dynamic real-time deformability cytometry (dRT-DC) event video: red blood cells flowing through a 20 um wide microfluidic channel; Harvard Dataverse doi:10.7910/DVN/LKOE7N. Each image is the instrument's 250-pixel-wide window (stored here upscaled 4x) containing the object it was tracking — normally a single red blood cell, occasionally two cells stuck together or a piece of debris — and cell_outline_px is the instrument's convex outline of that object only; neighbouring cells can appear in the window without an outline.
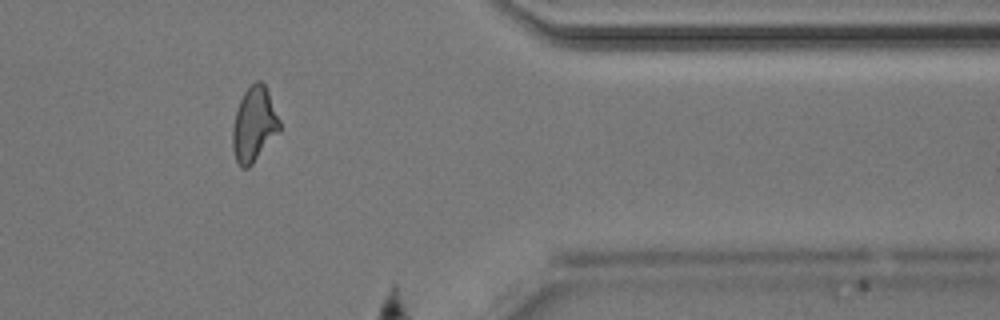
{"species": "Egyptian fruit bat (a non-hibernating species)", "species_latin": "Rousettus aegyptiacus", "temperature_condition": "room temperature", "stored_images_in_passage": 47, "camera_frame_rate_fps": 3000, "um_per_image_px": 0.085, "animal": {"sex": "male"}, "frame": {"image": 1, "passage_image": 40, "time_ms": 13.0, "image_size_px": [1000, 320], "cell_outline_px": [[280, 128], [252, 164], [248, 168], [240, 168], [236, 160], [232, 148], [232, 128], [236, 112], [240, 100], [244, 92], [256, 80], [260, 80], [264, 84], [268, 92], [280, 120]], "centroid_in_image_um": [21.57, 10.58], "position_along_channel_um": 389.8, "area_um2": 20.06}}